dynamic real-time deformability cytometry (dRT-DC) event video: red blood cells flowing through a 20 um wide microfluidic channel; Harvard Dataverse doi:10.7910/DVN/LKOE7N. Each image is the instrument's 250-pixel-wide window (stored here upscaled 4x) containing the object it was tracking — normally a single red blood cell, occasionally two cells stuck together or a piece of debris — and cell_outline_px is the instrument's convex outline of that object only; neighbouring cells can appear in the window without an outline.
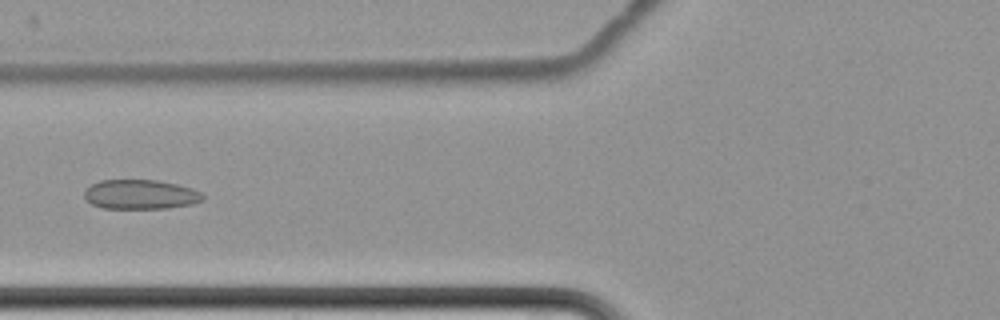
{"species": "common noctule bat (a hibernating species)", "species_latin": "Nyctalus noctula", "temperature_condition": "cold", "stored_images_in_passage": 9, "camera_frame_rate_fps": 3000, "um_per_image_px": 0.085, "animal": {"sex": "female", "body_mass_g": 22.7, "forearm_length_mm": 54.2}, "frame": {"image": 1, "passage_image": 6, "time_ms": 6.0, "image_size_px": [1000, 320], "cell_outline_px": [[204, 200], [192, 204], [168, 208], [100, 208], [92, 204], [84, 196], [84, 192], [92, 184], [100, 180], [156, 180], [176, 184], [192, 188], [200, 192], [204, 196]], "centroid_in_image_um": [11.96, 16.53], "position_along_channel_um": 113.8, "area_um2": 20.29}}
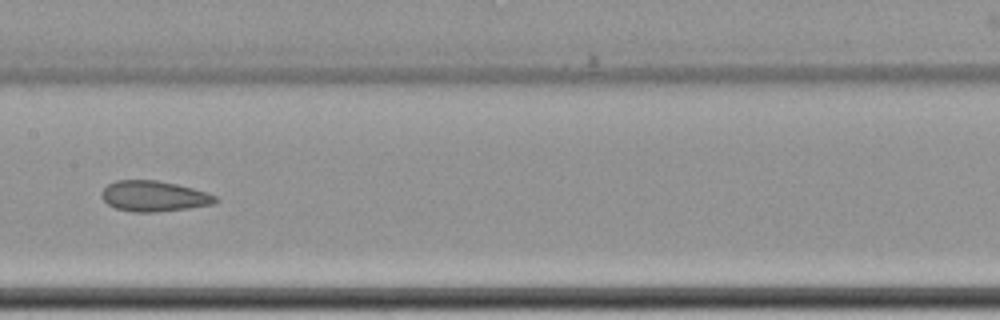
{"frame": {"image": 2, "passage_image": 8, "time_ms": 8.333, "image_size_px": [1000, 320], "cell_outline_px": [[220, 200], [212, 204], [188, 208], [156, 212], [132, 212], [116, 208], [108, 204], [100, 196], [100, 192], [108, 184], [116, 180], [156, 180], [176, 184], [208, 192], [216, 196]], "centroid_in_image_um": [13.07, 16.67], "position_along_channel_um": 194.3, "area_um2": 20.35}}
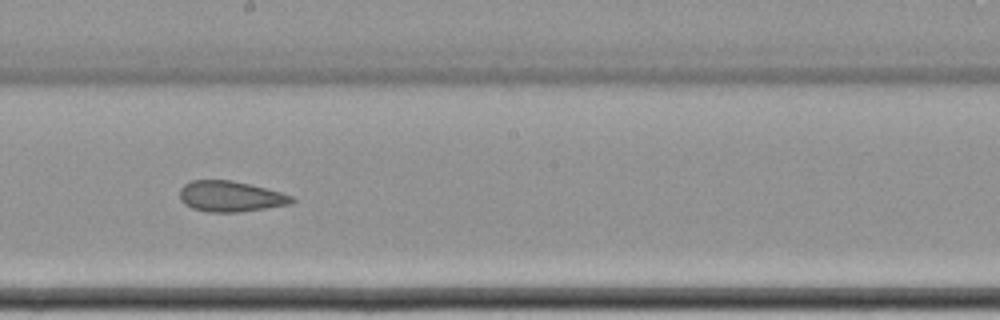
{"frame": {"image": 3, "passage_image": 9, "time_ms": 9.333, "image_size_px": [1000, 320], "cell_outline_px": [[296, 200], [292, 204], [236, 212], [208, 212], [192, 208], [184, 204], [180, 200], [180, 188], [184, 184], [192, 180], [232, 180], [280, 192], [292, 196]], "centroid_in_image_um": [19.56, 16.69], "position_along_channel_um": 228.6, "area_um2": 19.94}}